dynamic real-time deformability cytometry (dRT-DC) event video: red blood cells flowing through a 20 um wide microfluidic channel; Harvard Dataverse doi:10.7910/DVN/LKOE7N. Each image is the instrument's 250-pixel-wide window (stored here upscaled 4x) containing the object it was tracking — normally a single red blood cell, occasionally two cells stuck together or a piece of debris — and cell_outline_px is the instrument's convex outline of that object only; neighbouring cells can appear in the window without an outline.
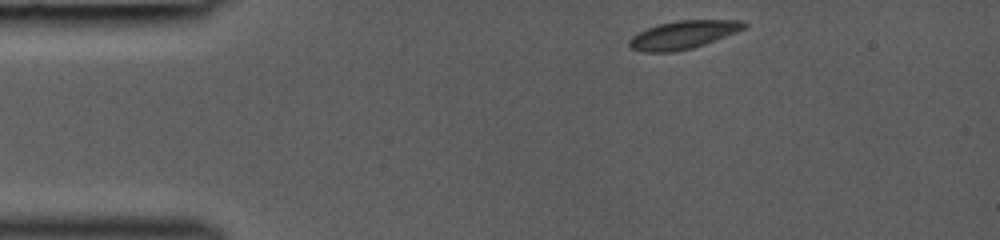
{"species": "common noctule bat (a hibernating species)", "species_latin": "Nyctalus noctula", "temperature_condition": "room temperature", "stored_images_in_passage": 35, "camera_frame_rate_fps": 3000, "um_per_image_px": 0.085, "animal": {"sex": "female", "body_mass_g": 19.0, "forearm_length_mm": 53.3}, "frame": {"image": 1, "passage_image": 1, "time_ms": 0.0, "image_size_px": [1000, 240], "cell_outline_px": [[748, 24], [744, 28], [736, 32], [704, 44], [692, 48], [672, 52], [644, 52], [632, 48], [628, 44], [628, 40], [632, 36], [648, 28], [660, 24], [676, 20], [744, 20]], "centroid_in_image_um": [58.08, 2.95], "position_along_channel_um": 26.9, "area_um2": 18.61}}
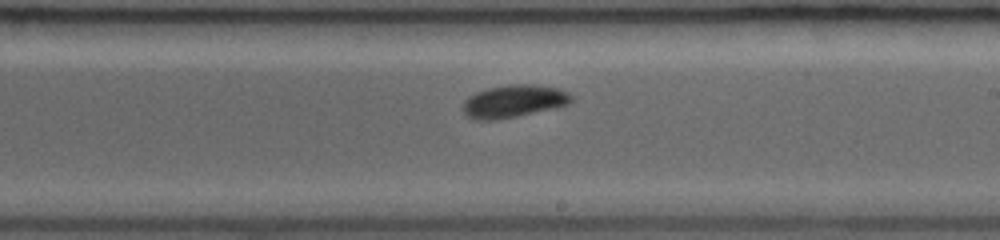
{"frame": {"image": 2, "passage_image": 20, "time_ms": 6.333, "image_size_px": [1000, 240], "cell_outline_px": [[572, 100], [568, 104], [560, 108], [500, 120], [472, 120], [464, 112], [464, 100], [468, 96], [476, 92], [488, 88], [512, 84], [532, 84], [556, 88], [568, 92], [572, 96]], "centroid_in_image_um": [43.69, 8.63], "position_along_channel_um": 245.3, "area_um2": 20.92}}
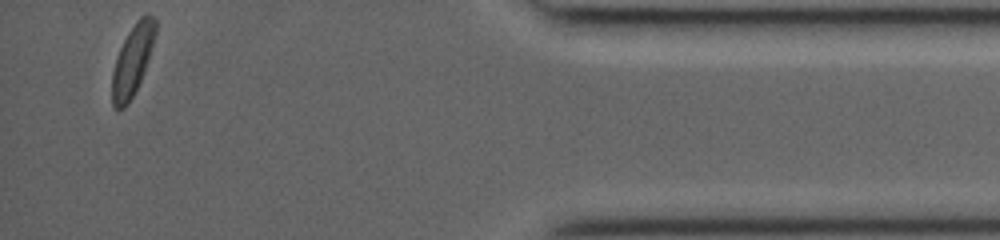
{"frame": {"image": 3, "passage_image": 35, "time_ms": 11.333, "image_size_px": [1000, 240], "cell_outline_px": [[156, 32], [148, 60], [144, 72], [128, 104], [124, 108], [116, 108], [112, 104], [112, 72], [120, 48], [128, 32], [136, 20], [140, 16], [152, 16], [156, 20]], "centroid_in_image_um": [11.26, 5.12], "position_along_channel_um": 423.9, "area_um2": 17.4}}